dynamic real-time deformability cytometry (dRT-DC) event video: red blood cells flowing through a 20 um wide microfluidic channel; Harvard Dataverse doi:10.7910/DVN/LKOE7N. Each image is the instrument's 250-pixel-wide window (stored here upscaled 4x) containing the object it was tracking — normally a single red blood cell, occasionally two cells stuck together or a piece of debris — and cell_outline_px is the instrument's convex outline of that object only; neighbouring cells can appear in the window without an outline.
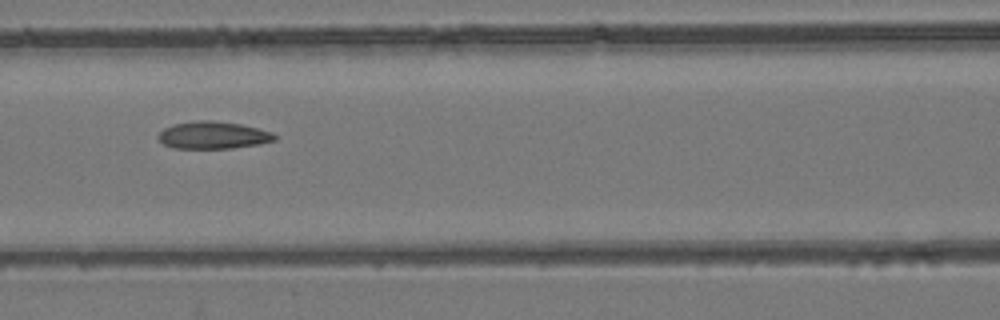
{"species": "common noctule bat (a hibernating species)", "species_latin": "Nyctalus noctula", "temperature_condition": "room temperature", "stored_images_in_passage": 9, "camera_frame_rate_fps": 3000, "um_per_image_px": 0.085, "animal": {"sex": "female", "body_mass_g": 24.6, "forearm_length_mm": 56.2}, "frame": {"image": 1, "passage_image": 7, "time_ms": 7.0, "image_size_px": [1000, 320], "cell_outline_px": [[276, 140], [260, 144], [232, 148], [172, 148], [164, 144], [156, 136], [164, 128], [172, 124], [196, 120], [212, 120], [240, 124], [272, 132], [276, 136]], "centroid_in_image_um": [18.09, 11.49], "position_along_channel_um": 148.5, "area_um2": 18.55}}
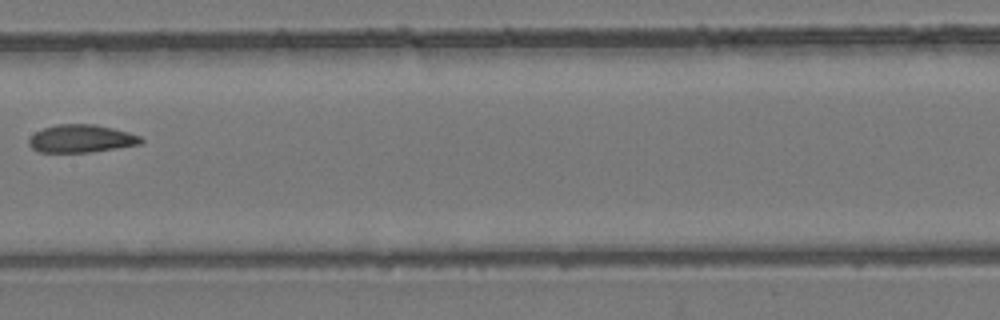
{"frame": {"image": 2, "passage_image": 8, "time_ms": 8.333, "image_size_px": [1000, 320], "cell_outline_px": [[144, 140], [140, 144], [116, 148], [88, 152], [40, 152], [32, 148], [28, 144], [28, 140], [36, 132], [44, 128], [56, 124], [92, 124], [112, 128], [128, 132], [140, 136]], "centroid_in_image_um": [6.89, 11.78], "position_along_channel_um": 200.5, "area_um2": 17.98}}
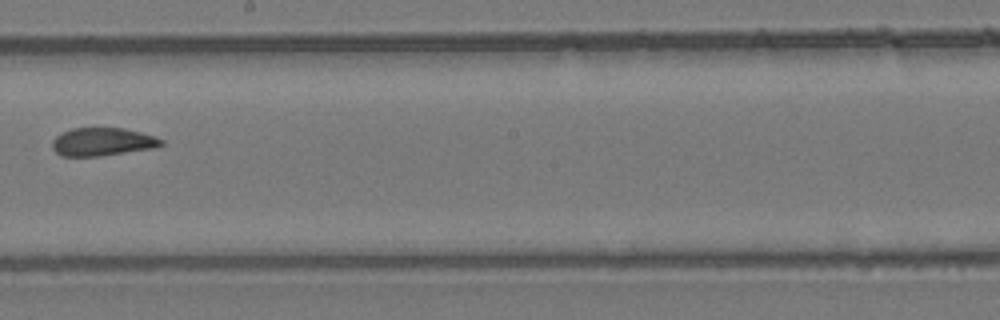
{"frame": {"image": 3, "passage_image": 9, "time_ms": 9.333, "image_size_px": [1000, 320], "cell_outline_px": [[164, 144], [156, 148], [100, 156], [60, 156], [52, 148], [52, 140], [56, 136], [72, 128], [124, 128], [156, 136], [164, 140]], "centroid_in_image_um": [8.74, 12.06], "position_along_channel_um": 239.5, "area_um2": 17.98}}